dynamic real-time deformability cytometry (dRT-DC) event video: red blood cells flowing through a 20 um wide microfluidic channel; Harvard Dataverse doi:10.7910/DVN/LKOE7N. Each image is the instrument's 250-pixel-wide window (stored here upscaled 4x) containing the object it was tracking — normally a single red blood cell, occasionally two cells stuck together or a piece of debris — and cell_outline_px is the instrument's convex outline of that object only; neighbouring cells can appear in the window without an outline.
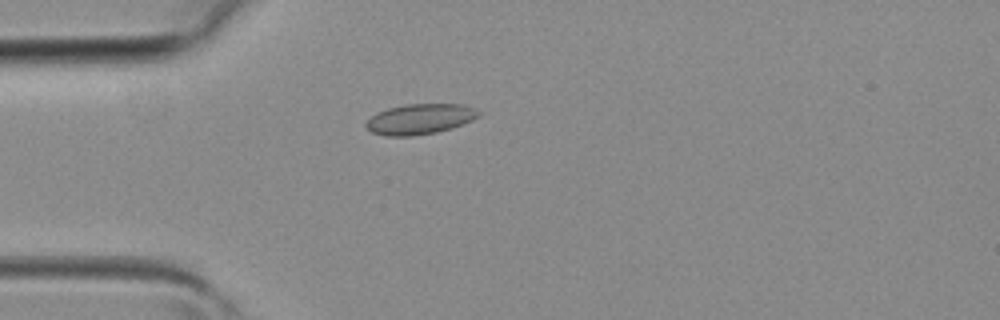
{"species": "common noctule bat (a hibernating species)", "species_latin": "Nyctalus noctula", "temperature_condition": "room temperature", "stored_images_in_passage": 2, "camera_frame_rate_fps": 3000, "um_per_image_px": 0.085, "animal": {"sex": "female", "body_mass_g": 19.3, "forearm_length_mm": 54.1}, "frame": {"image": 1, "passage_image": 2, "time_ms": 0.333, "image_size_px": [1000, 320], "cell_outline_px": [[480, 116], [472, 120], [452, 128], [436, 132], [412, 136], [384, 136], [372, 132], [364, 124], [376, 112], [388, 108], [404, 104], [464, 104], [480, 112]], "centroid_in_image_um": [35.68, 10.12], "position_along_channel_um": 49.3, "area_um2": 19.94}}